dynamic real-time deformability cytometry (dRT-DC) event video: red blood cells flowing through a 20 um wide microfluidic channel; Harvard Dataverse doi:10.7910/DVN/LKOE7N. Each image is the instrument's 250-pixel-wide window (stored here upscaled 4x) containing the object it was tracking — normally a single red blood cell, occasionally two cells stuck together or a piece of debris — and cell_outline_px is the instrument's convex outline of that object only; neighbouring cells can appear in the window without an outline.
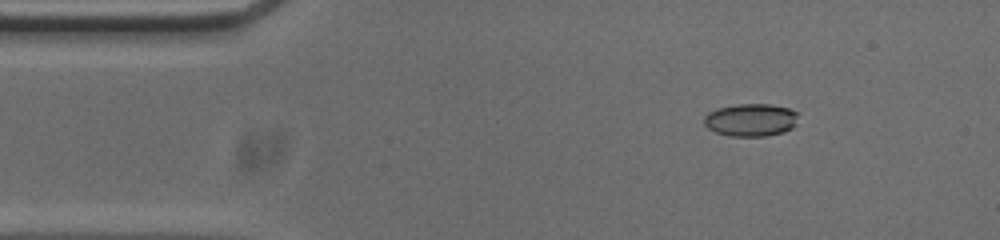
{"species": "common noctule bat (a hibernating species)", "species_latin": "Nyctalus noctula", "temperature_condition": "cold", "stored_images_in_passage": 46, "camera_frame_rate_fps": 3000, "um_per_image_px": 0.085, "animal": {"sex": "male", "body_mass_g": 20.0, "forearm_length_mm": 53.3}, "frame": {"image": 1, "passage_image": 7, "time_ms": 2.0, "image_size_px": [1000, 240], "cell_outline_px": [[796, 124], [792, 128], [784, 132], [764, 136], [728, 136], [716, 132], [708, 128], [704, 124], [704, 116], [708, 112], [716, 108], [736, 104], [772, 104], [788, 108], [796, 112]], "centroid_in_image_um": [63.79, 10.19], "position_along_channel_um": 21.2, "area_um2": 18.03}}
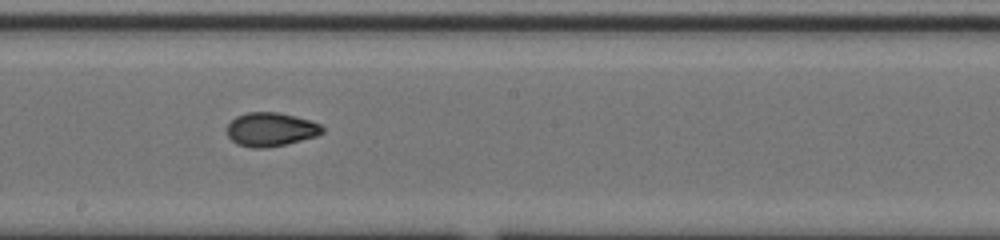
{"frame": {"image": 2, "passage_image": 28, "time_ms": 9.0, "image_size_px": [1000, 240], "cell_outline_px": [[324, 132], [316, 136], [284, 144], [264, 148], [252, 148], [236, 144], [228, 136], [224, 128], [236, 116], [248, 112], [276, 112], [296, 116], [320, 124], [324, 128]], "centroid_in_image_um": [22.97, 11.0], "position_along_channel_um": 225.2, "area_um2": 18.79}}
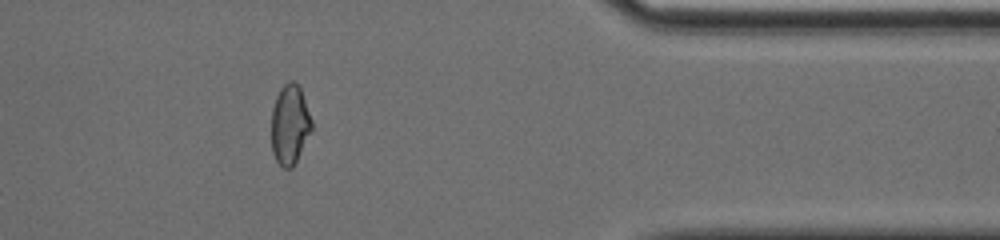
{"frame": {"image": 3, "passage_image": 43, "time_ms": 14.0, "image_size_px": [1000, 240], "cell_outline_px": [[312, 128], [292, 168], [284, 168], [276, 160], [272, 152], [272, 108], [276, 96], [280, 88], [288, 80], [292, 80], [300, 88], [312, 120]], "centroid_in_image_um": [24.62, 10.56], "position_along_channel_um": 386.8, "area_um2": 18.44}, "authors_computed_cell_mechanics": {"area_um2": 18.6694, "velocity_mm_per_s": 3.7887, "shape_relaxation_time_tau1_ms": 6.7873, "shape_relaxation_time_tau2_ms": 2.2662, "deformation_change_tau1": 0.1563, "deformation_change_tau2": 0.0457}}